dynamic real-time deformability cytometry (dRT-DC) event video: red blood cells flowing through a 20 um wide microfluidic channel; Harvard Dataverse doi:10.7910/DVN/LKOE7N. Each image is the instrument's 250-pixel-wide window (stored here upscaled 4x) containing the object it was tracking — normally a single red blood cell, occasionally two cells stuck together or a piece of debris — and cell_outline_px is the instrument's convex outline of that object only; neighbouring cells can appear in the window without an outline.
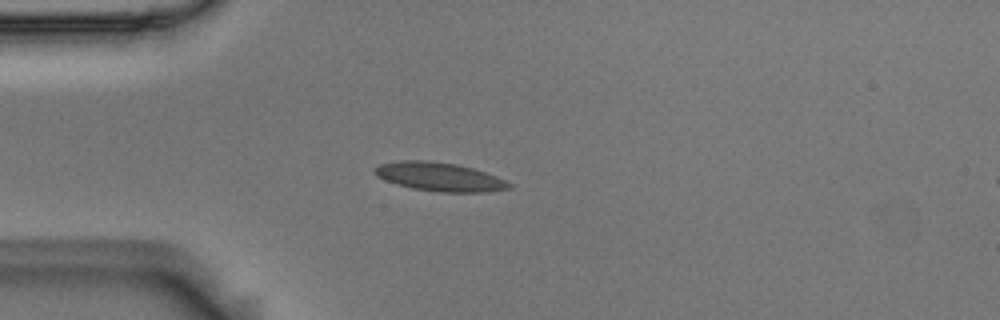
{"species": "Egyptian fruit bat (a non-hibernating species)", "species_latin": "Rousettus aegyptiacus", "temperature_condition": "room temperature", "stored_images_in_passage": 4, "camera_frame_rate_fps": 3000, "um_per_image_px": 0.085, "animal": {"sex": "male"}, "frame": {"image": 1, "passage_image": 4, "time_ms": 1.0, "image_size_px": [1000, 320], "cell_outline_px": [[512, 188], [488, 192], [440, 192], [412, 188], [396, 184], [384, 180], [376, 176], [372, 172], [372, 168], [380, 164], [404, 160], [428, 160], [456, 164], [472, 168], [496, 176], [512, 184]], "centroid_in_image_um": [37.32, 15.03], "position_along_channel_um": 47.7, "area_um2": 22.54}}